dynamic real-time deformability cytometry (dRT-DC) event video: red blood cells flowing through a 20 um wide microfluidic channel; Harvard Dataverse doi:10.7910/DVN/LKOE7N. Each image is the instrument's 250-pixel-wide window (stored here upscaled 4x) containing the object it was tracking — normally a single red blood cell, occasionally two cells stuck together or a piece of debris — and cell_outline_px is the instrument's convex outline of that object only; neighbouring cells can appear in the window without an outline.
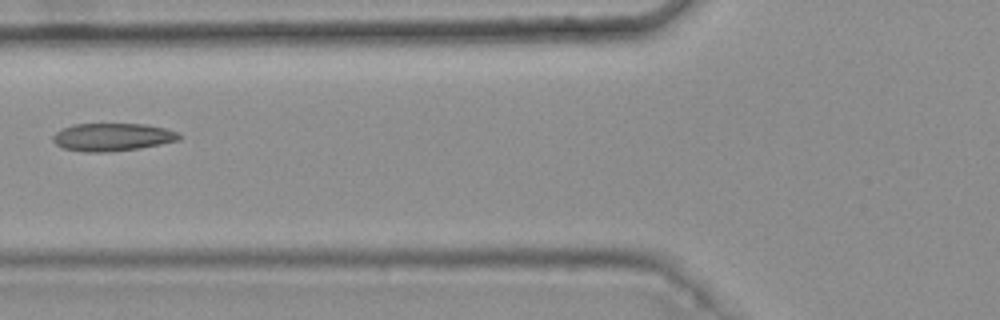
{"species": "common noctule bat (a hibernating species)", "species_latin": "Nyctalus noctula", "temperature_condition": "warm", "stored_images_in_passage": 10, "camera_frame_rate_fps": 3000, "um_per_image_px": 0.085, "animal": {"sex": "female", "body_mass_g": 25.1}, "frame": {"image": 1, "passage_image": 6, "time_ms": 1.667, "image_size_px": [1000, 320], "cell_outline_px": [[184, 136], [180, 140], [160, 144], [136, 148], [104, 152], [84, 152], [64, 148], [56, 144], [52, 140], [52, 136], [56, 132], [72, 124], [144, 124], [164, 128], [176, 132]], "centroid_in_image_um": [9.55, 11.64], "position_along_channel_um": 116.3, "area_um2": 20.29}}
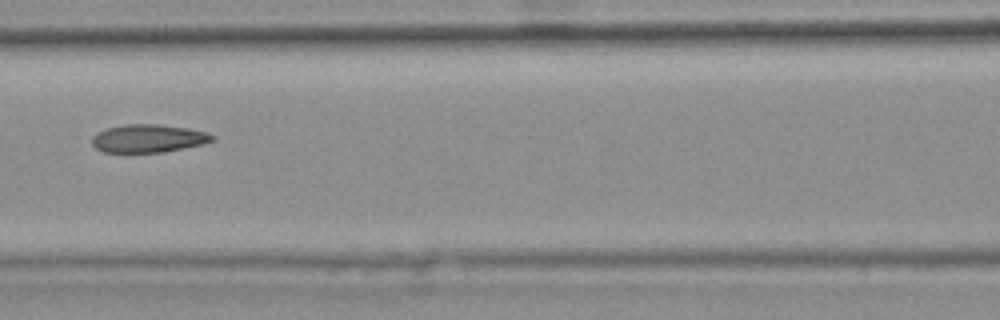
{"frame": {"image": 2, "passage_image": 7, "time_ms": 2.0, "image_size_px": [1000, 320], "cell_outline_px": [[216, 140], [200, 144], [160, 152], [104, 152], [96, 148], [92, 144], [92, 136], [108, 128], [124, 124], [156, 124], [188, 128], [208, 132], [216, 136]], "centroid_in_image_um": [12.62, 11.75], "position_along_channel_um": 154.0, "area_um2": 19.42}}